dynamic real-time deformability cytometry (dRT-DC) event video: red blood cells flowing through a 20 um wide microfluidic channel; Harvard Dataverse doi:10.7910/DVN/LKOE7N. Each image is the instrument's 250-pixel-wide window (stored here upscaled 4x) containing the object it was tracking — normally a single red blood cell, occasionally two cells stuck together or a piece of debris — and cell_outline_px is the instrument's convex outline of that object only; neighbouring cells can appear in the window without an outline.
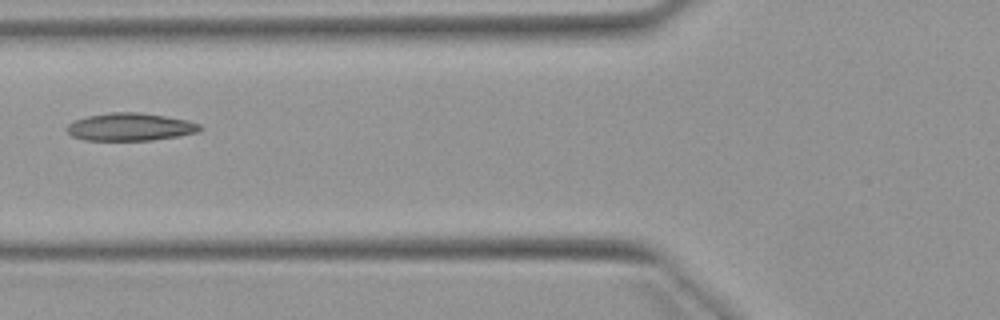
{"species": "Egyptian fruit bat (a non-hibernating species)", "species_latin": "Rousettus aegyptiacus", "temperature_condition": "warm", "stored_images_in_passage": 3, "camera_frame_rate_fps": 3000, "um_per_image_px": 0.085, "animal": {"sex": "female"}, "frame": {"image": 1, "passage_image": 2, "time_ms": 1.333, "image_size_px": [1000, 320], "cell_outline_px": [[204, 128], [200, 132], [180, 136], [152, 140], [84, 140], [72, 136], [64, 128], [68, 124], [76, 120], [88, 116], [112, 112], [136, 112], [164, 116], [188, 120], [200, 124]], "centroid_in_image_um": [11.1, 10.79], "position_along_channel_um": 114.7, "area_um2": 21.56}}
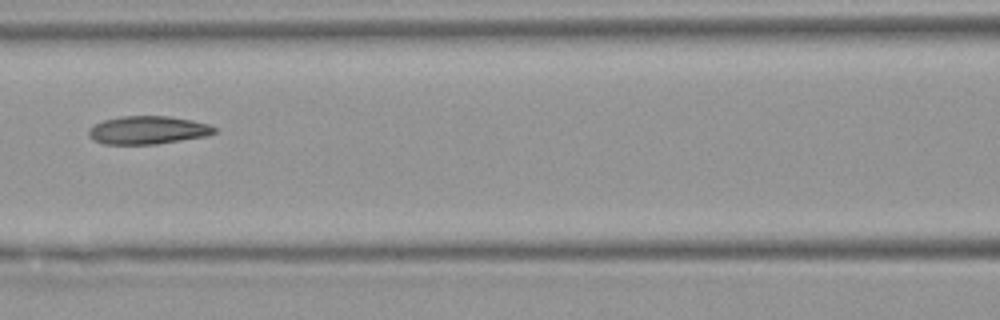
{"frame": {"image": 2, "passage_image": 3, "time_ms": 2.333, "image_size_px": [1000, 320], "cell_outline_px": [[216, 132], [208, 136], [156, 144], [104, 144], [92, 140], [88, 136], [88, 128], [104, 120], [120, 116], [168, 116], [192, 120], [208, 124], [216, 128]], "centroid_in_image_um": [12.55, 11.06], "position_along_channel_um": 154.0, "area_um2": 20.69}}